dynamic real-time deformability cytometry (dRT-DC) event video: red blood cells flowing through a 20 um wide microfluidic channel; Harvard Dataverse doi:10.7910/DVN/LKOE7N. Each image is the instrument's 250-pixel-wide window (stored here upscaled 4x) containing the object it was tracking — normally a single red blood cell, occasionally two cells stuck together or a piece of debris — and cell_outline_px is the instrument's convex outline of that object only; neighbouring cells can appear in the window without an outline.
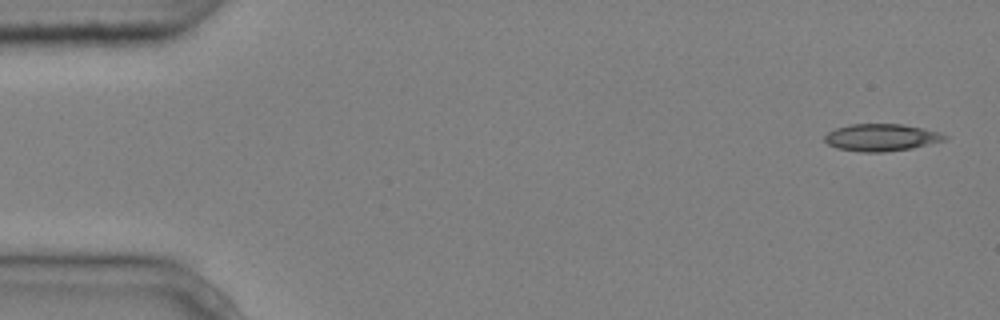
{"species": "common noctule bat (a hibernating species)", "species_latin": "Nyctalus noctula", "temperature_condition": "cold", "stored_images_in_passage": 6, "camera_frame_rate_fps": 3000, "um_per_image_px": 0.085, "animal": {"sex": "male", "body_mass_g": 20.4}, "frame": {"image": 1, "passage_image": 1, "time_ms": 0.0, "image_size_px": [1000, 320], "cell_outline_px": [[948, 136], [944, 140], [912, 148], [884, 152], [860, 152], [836, 148], [828, 144], [824, 140], [824, 136], [828, 132], [836, 128], [848, 124], [900, 124], [940, 132]], "centroid_in_image_um": [74.86, 11.69], "position_along_channel_um": 10.1, "area_um2": 18.9}}
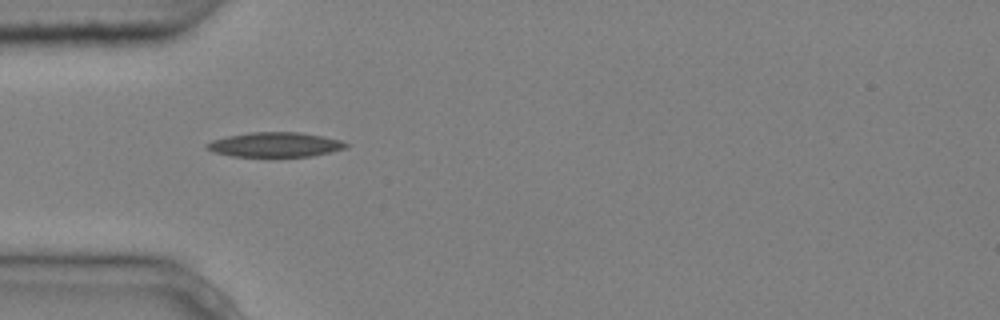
{"frame": {"image": 2, "passage_image": 5, "time_ms": 1.333, "image_size_px": [1000, 320], "cell_outline_px": [[348, 148], [312, 156], [232, 156], [212, 152], [204, 148], [204, 144], [212, 140], [228, 136], [248, 132], [300, 132], [324, 136], [340, 140], [348, 144]], "centroid_in_image_um": [23.36, 12.29], "position_along_channel_um": 61.6, "area_um2": 20.11}}
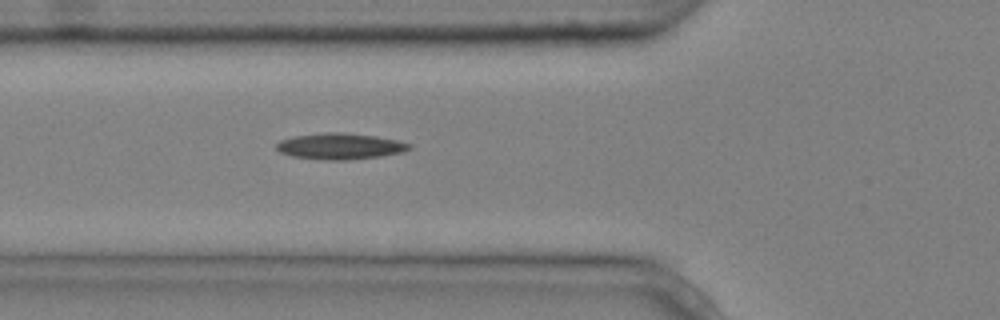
{"frame": {"image": 3, "passage_image": 6, "time_ms": 1.667, "image_size_px": [1000, 320], "cell_outline_px": [[412, 148], [404, 152], [380, 156], [348, 160], [328, 160], [292, 156], [280, 152], [276, 148], [276, 144], [280, 140], [296, 136], [328, 132], [340, 132], [376, 136], [396, 140], [412, 144]], "centroid_in_image_um": [28.94, 12.43], "position_along_channel_um": 96.9, "area_um2": 20.11}}